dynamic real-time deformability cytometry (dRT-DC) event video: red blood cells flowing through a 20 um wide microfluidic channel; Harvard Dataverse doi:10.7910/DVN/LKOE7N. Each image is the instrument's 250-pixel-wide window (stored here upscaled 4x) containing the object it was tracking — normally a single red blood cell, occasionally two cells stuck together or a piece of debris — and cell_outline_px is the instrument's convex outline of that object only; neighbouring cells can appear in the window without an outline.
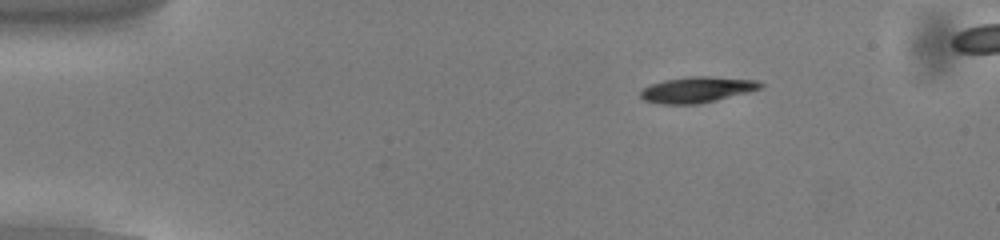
{"species": "common noctule bat (a hibernating species)", "species_latin": "Nyctalus noctula", "temperature_condition": "cold", "stored_images_in_passage": 53, "camera_frame_rate_fps": 3000, "um_per_image_px": 0.085, "animal": {"sex": "male", "body_mass_g": 13.0, "forearm_length_mm": 53.1}, "frame": {"image": 1, "passage_image": 9, "time_ms": 2.667, "image_size_px": [1000, 240], "cell_outline_px": [[764, 84], [760, 88], [748, 92], [700, 104], [660, 104], [644, 100], [640, 96], [640, 92], [644, 88], [652, 84], [664, 80], [688, 76], [712, 76], [756, 80]], "centroid_in_image_um": [59.24, 7.62], "position_along_channel_um": 25.8, "area_um2": 18.03}}
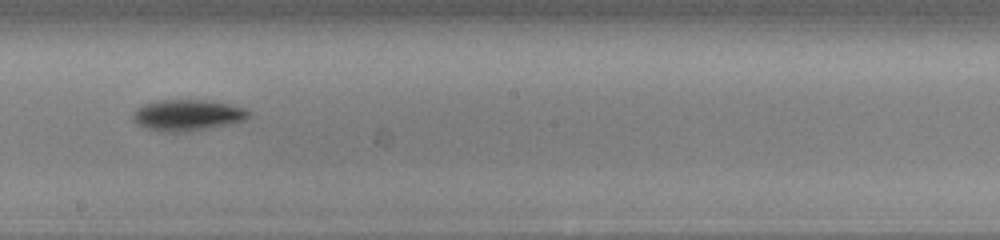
{"frame": {"image": 2, "passage_image": 31, "time_ms": 10.0, "image_size_px": [1000, 240], "cell_outline_px": [[252, 112], [244, 120], [232, 124], [188, 132], [164, 132], [144, 128], [132, 120], [132, 116], [144, 104], [156, 100], [208, 100], [228, 104], [244, 108]], "centroid_in_image_um": [15.95, 9.8], "position_along_channel_um": 232.2, "area_um2": 21.1}}
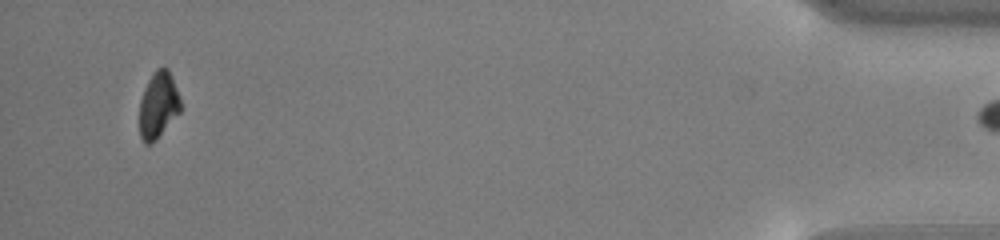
{"frame": {"image": 3, "passage_image": 52, "time_ms": 17.0, "image_size_px": [1000, 240], "cell_outline_px": [[180, 112], [156, 140], [148, 144], [144, 144], [140, 136], [140, 100], [144, 88], [152, 72], [156, 68], [168, 68], [180, 100]], "centroid_in_image_um": [13.43, 8.94], "position_along_channel_um": 421.8, "area_um2": 15.72}}